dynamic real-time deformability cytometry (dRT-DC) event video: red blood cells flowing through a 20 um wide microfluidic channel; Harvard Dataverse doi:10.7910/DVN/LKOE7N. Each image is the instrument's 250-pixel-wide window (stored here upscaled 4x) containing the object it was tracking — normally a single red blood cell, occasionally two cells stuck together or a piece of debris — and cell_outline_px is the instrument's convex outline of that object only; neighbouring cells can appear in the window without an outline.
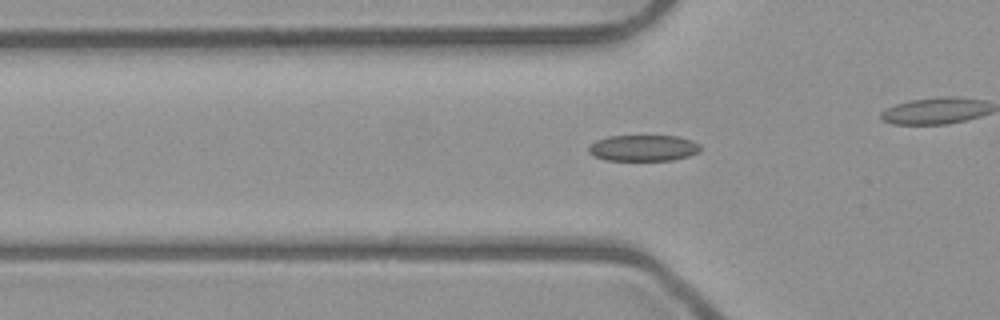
{"species": "common noctule bat (a hibernating species)", "species_latin": "Nyctalus noctula", "temperature_condition": "room temperature", "stored_images_in_passage": 43, "camera_frame_rate_fps": 3000, "um_per_image_px": 0.085, "animal": {"sex": "male", "body_mass_g": 23.1, "forearm_length_mm": 52.7}, "frame": {"image": 1, "passage_image": 18, "time_ms": 5.667, "image_size_px": [1000, 320], "cell_outline_px": [[700, 152], [688, 156], [672, 160], [604, 160], [592, 156], [588, 152], [588, 148], [596, 140], [608, 136], [676, 136], [692, 140], [700, 144]], "centroid_in_image_um": [54.67, 12.58], "position_along_channel_um": 71.1, "area_um2": 17.11}}
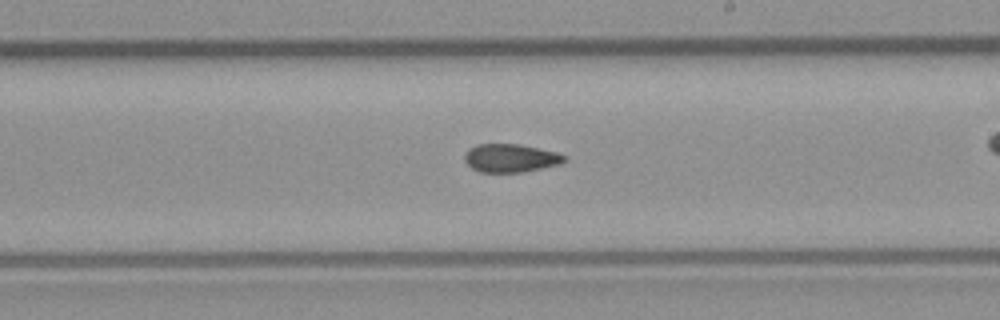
{"frame": {"image": 2, "passage_image": 31, "time_ms": 10.0, "image_size_px": [1000, 320], "cell_outline_px": [[568, 160], [560, 164], [520, 172], [480, 172], [472, 168], [464, 160], [464, 156], [468, 148], [480, 144], [516, 144], [556, 152], [564, 156]], "centroid_in_image_um": [43.37, 13.44], "position_along_channel_um": 245.6, "area_um2": 16.18}}
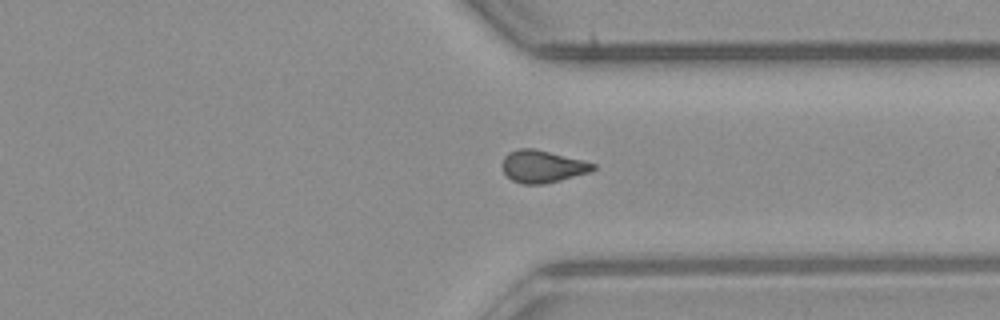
{"frame": {"image": 3, "passage_image": 40, "time_ms": 13.0, "image_size_px": [1000, 320], "cell_outline_px": [[596, 168], [588, 172], [560, 180], [544, 184], [524, 184], [512, 180], [504, 172], [500, 164], [504, 156], [508, 152], [516, 148], [536, 148], [584, 160], [596, 164]], "centroid_in_image_um": [46.07, 14.12], "position_along_channel_um": 365.3, "area_um2": 17.28}}